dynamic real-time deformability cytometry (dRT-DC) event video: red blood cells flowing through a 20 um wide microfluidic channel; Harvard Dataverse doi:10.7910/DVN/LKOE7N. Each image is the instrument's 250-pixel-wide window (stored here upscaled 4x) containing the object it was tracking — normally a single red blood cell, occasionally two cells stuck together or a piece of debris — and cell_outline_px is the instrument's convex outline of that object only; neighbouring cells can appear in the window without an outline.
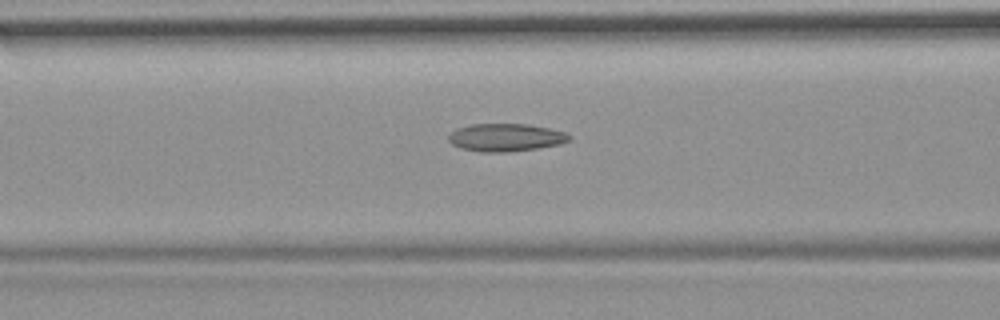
{"species": "common noctule bat (a hibernating species)", "species_latin": "Nyctalus noctula", "temperature_condition": "room temperature", "stored_images_in_passage": 44, "camera_frame_rate_fps": 3000, "um_per_image_px": 0.085, "animal": {"sex": "female", "body_mass_g": 19.9}, "frame": {"image": 1, "passage_image": 22, "time_ms": 7.0, "image_size_px": [1000, 320], "cell_outline_px": [[572, 136], [568, 140], [560, 144], [536, 148], [508, 152], [480, 152], [460, 148], [452, 144], [448, 140], [448, 136], [456, 128], [472, 124], [528, 124], [548, 128], [564, 132]], "centroid_in_image_um": [42.95, 11.68], "position_along_channel_um": 123.6, "area_um2": 19.48}}
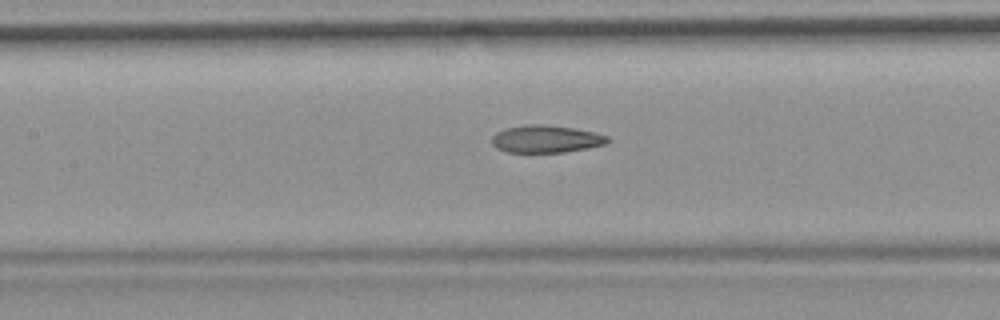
{"frame": {"image": 2, "passage_image": 25, "time_ms": 8.0, "image_size_px": [1000, 320], "cell_outline_px": [[612, 140], [608, 144], [588, 148], [564, 152], [508, 152], [496, 148], [492, 144], [492, 136], [496, 132], [504, 128], [524, 124], [544, 124], [572, 128], [596, 132], [608, 136]], "centroid_in_image_um": [46.43, 11.8], "position_along_channel_um": 161.0, "area_um2": 18.79}}
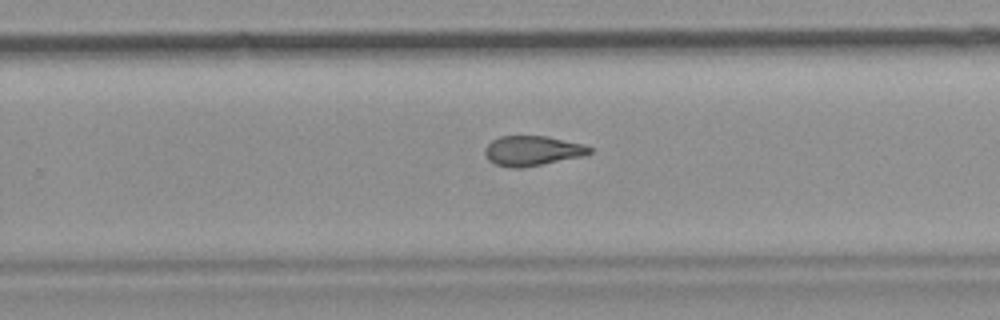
{"frame": {"image": 3, "passage_image": 35, "time_ms": 11.333, "image_size_px": [1000, 320], "cell_outline_px": [[592, 152], [584, 156], [524, 168], [508, 168], [496, 164], [488, 160], [484, 152], [484, 148], [492, 140], [500, 136], [548, 136], [584, 144], [592, 148]], "centroid_in_image_um": [45.25, 12.82], "position_along_channel_um": 284.5, "area_um2": 18.5}}